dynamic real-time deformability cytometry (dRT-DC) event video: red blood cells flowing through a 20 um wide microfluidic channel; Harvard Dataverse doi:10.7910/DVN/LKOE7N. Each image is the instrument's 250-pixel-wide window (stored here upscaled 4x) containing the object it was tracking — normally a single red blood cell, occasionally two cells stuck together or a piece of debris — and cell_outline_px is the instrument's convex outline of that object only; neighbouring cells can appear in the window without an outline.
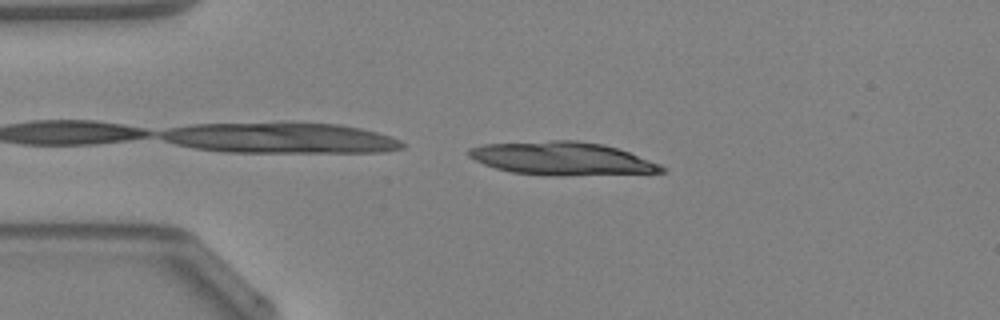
{"species": "Egyptian fruit bat (a non-hibernating species)", "species_latin": "Rousettus aegyptiacus", "temperature_condition": "warm", "stored_images_in_passage": 9, "camera_frame_rate_fps": 3000, "um_per_image_px": 0.085, "animal": {"sex": "female"}, "frame": {"image": 1, "passage_image": 1, "time_ms": 0.0, "image_size_px": [1000, 320], "cell_outline_px": [[664, 172], [564, 176], [548, 176], [512, 172], [496, 168], [484, 164], [468, 156], [468, 148], [484, 144], [552, 140], [576, 140], [604, 144], [628, 152], [660, 164], [664, 168]], "centroid_in_image_um": [47.74, 13.48], "position_along_channel_um": 37.3, "area_um2": 37.22}}